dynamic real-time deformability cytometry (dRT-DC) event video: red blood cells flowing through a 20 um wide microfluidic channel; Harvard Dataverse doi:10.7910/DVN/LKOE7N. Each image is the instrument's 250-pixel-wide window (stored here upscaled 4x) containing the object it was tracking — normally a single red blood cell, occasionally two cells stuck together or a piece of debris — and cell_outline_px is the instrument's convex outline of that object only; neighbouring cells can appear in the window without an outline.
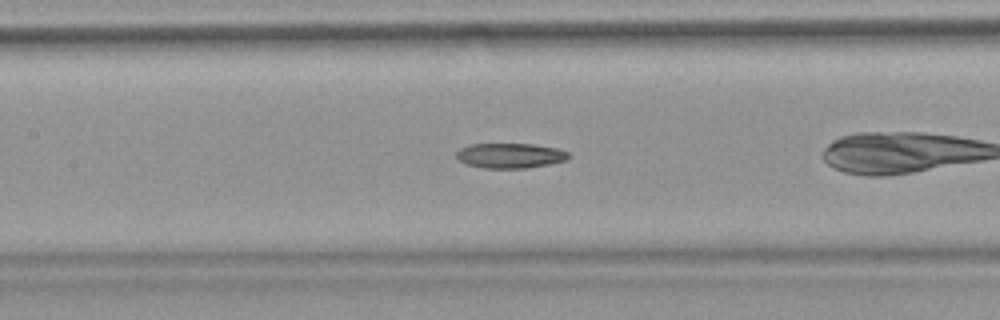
{"species": "common noctule bat (a hibernating species)", "species_latin": "Nyctalus noctula", "temperature_condition": "warm", "stored_images_in_passage": 51, "camera_frame_rate_fps": 3000, "um_per_image_px": 0.085, "animal": {"sex": "female", "body_mass_g": 18.4}, "frame": {"image": 1, "passage_image": 22, "time_ms": 7.0, "image_size_px": [1000, 320], "cell_outline_px": [[572, 156], [568, 160], [528, 168], [484, 168], [464, 164], [456, 160], [456, 152], [460, 148], [472, 144], [532, 144], [556, 148], [568, 152]], "centroid_in_image_um": [43.35, 13.23], "position_along_channel_um": 164.1, "area_um2": 16.53}}